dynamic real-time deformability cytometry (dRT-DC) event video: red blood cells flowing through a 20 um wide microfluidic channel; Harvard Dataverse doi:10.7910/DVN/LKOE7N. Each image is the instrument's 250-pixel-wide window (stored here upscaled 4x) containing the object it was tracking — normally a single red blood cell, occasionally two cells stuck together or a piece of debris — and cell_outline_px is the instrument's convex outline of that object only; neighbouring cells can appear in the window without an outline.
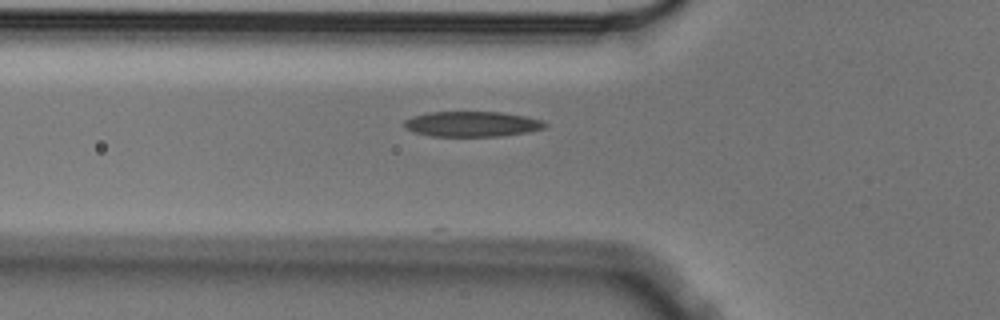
{"species": "Egyptian fruit bat (a non-hibernating species)", "species_latin": "Rousettus aegyptiacus", "temperature_condition": "cold", "stored_images_in_passage": 4, "segment_of_instrument_passage": [1, 2], "camera_frame_rate_fps": 3000, "um_per_image_px": 0.085, "animal": {"sex": "male"}, "frame": {"image": 1, "passage_image": 3, "time_ms": 0.667, "image_size_px": [1000, 320], "cell_outline_px": [[548, 124], [544, 128], [528, 132], [500, 136], [432, 136], [416, 132], [404, 128], [404, 120], [412, 116], [428, 112], [500, 112], [524, 116], [540, 120]], "centroid_in_image_um": [40.1, 10.54], "position_along_channel_um": 85.7, "area_um2": 20.63}}